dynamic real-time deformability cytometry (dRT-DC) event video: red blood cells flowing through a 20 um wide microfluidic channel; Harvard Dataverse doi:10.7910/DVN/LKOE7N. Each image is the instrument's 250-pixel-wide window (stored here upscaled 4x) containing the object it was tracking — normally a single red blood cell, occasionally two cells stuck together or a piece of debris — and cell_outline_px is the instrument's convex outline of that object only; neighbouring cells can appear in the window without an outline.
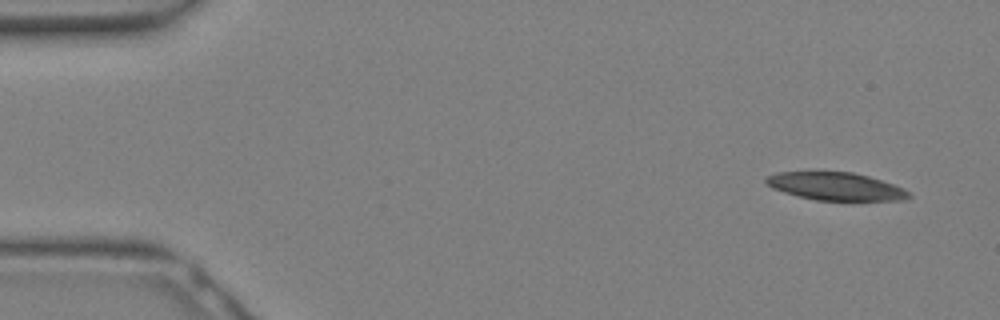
{"species": "Egyptian fruit bat (a non-hibernating species)", "species_latin": "Rousettus aegyptiacus", "temperature_condition": "warm", "stored_images_in_passage": 12, "camera_frame_rate_fps": 3000, "um_per_image_px": 0.085, "animal": {"sex": "female"}, "frame": {"image": 1, "passage_image": 1, "time_ms": 0.0, "image_size_px": [1000, 320], "cell_outline_px": [[912, 196], [908, 200], [816, 200], [784, 192], [772, 188], [764, 180], [764, 176], [776, 172], [852, 172], [868, 176], [904, 188]], "centroid_in_image_um": [71.02, 15.84], "position_along_channel_um": 14.0, "area_um2": 23.0}}
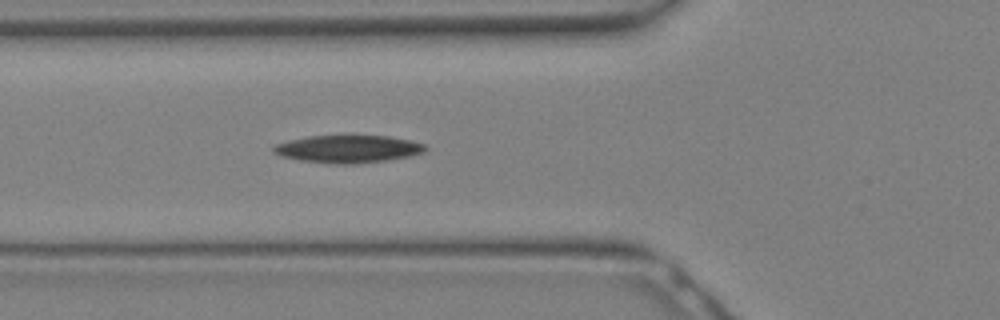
{"frame": {"image": 2, "passage_image": 10, "time_ms": 3.0, "image_size_px": [1000, 320], "cell_outline_px": [[428, 148], [424, 152], [408, 156], [384, 160], [356, 164], [336, 164], [300, 160], [280, 156], [272, 152], [272, 148], [276, 144], [288, 140], [308, 136], [388, 136], [408, 140], [424, 144]], "centroid_in_image_um": [29.54, 12.66], "position_along_channel_um": 96.3, "area_um2": 24.22}}
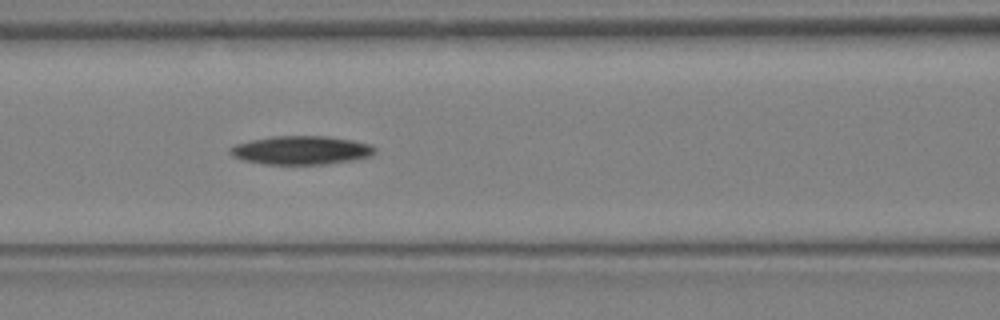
{"frame": {"image": 3, "passage_image": 12, "time_ms": 3.667, "image_size_px": [1000, 320], "cell_outline_px": [[376, 152], [372, 156], [352, 160], [324, 164], [264, 164], [244, 160], [232, 156], [228, 152], [228, 148], [236, 144], [252, 140], [272, 136], [328, 136], [352, 140], [372, 144], [376, 148]], "centroid_in_image_um": [25.62, 12.76], "position_along_channel_um": 141.0, "area_um2": 24.22}}